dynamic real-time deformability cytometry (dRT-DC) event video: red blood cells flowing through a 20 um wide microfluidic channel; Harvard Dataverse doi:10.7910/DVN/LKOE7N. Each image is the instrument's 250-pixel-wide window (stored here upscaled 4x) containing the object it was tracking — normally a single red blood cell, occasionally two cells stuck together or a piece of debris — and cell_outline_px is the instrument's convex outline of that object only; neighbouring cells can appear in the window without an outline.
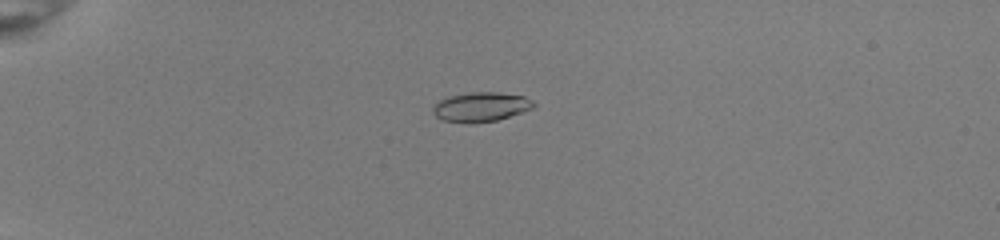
{"species": "common noctule bat (a hibernating species)", "species_latin": "Nyctalus noctula", "temperature_condition": "room temperature", "stored_images_in_passage": 38, "camera_frame_rate_fps": 3000, "um_per_image_px": 0.085, "animal": {"sex": "female", "body_mass_g": 22.0, "forearm_length_mm": 56.7}, "frame": {"image": 1, "passage_image": 1, "time_ms": 0.0, "image_size_px": [1000, 240], "cell_outline_px": [[536, 104], [532, 108], [496, 120], [468, 124], [444, 120], [436, 116], [432, 112], [432, 108], [440, 100], [448, 96], [472, 92], [496, 92], [524, 96], [532, 100]], "centroid_in_image_um": [40.85, 9.08], "position_along_channel_um": 44.2, "area_um2": 17.11}}
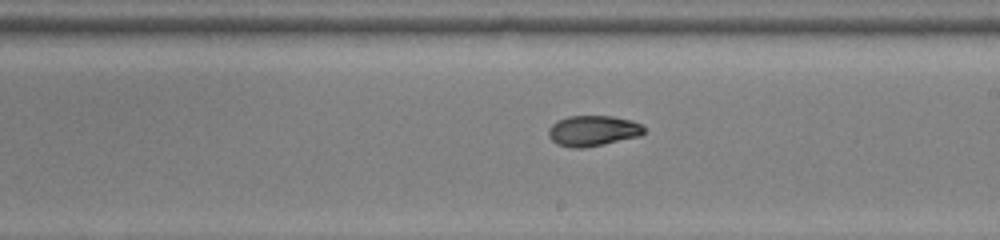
{"frame": {"image": 2, "passage_image": 19, "time_ms": 6.0, "image_size_px": [1000, 240], "cell_outline_px": [[644, 132], [640, 136], [604, 144], [584, 148], [572, 148], [556, 144], [548, 136], [548, 128], [556, 120], [568, 116], [612, 116], [632, 120], [640, 124], [644, 128]], "centroid_in_image_um": [50.36, 11.12], "position_along_channel_um": 238.6, "area_um2": 17.17}}
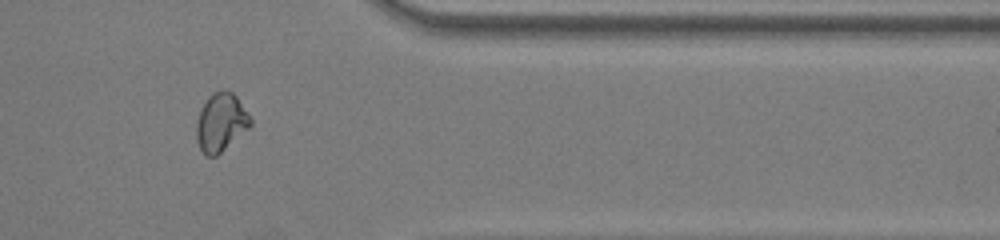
{"frame": {"image": 3, "passage_image": 31, "time_ms": 10.0, "image_size_px": [1000, 240], "cell_outline_px": [[252, 124], [248, 128], [216, 156], [208, 156], [200, 148], [196, 140], [196, 124], [200, 108], [208, 96], [212, 92], [232, 92], [236, 96], [252, 120]], "centroid_in_image_um": [18.75, 10.4], "position_along_channel_um": 392.7, "area_um2": 17.98}, "authors_computed_cell_mechanics": {"area_um2": 17.2533, "velocity_mm_per_s": 4.0369, "shape_relaxation_time_tau1_ms": 7.5038, "shape_relaxation_time_tau2_ms": 2.0593, "deformation_change_tau1": 0.2554, "deformation_change_tau2": 0.0636}}